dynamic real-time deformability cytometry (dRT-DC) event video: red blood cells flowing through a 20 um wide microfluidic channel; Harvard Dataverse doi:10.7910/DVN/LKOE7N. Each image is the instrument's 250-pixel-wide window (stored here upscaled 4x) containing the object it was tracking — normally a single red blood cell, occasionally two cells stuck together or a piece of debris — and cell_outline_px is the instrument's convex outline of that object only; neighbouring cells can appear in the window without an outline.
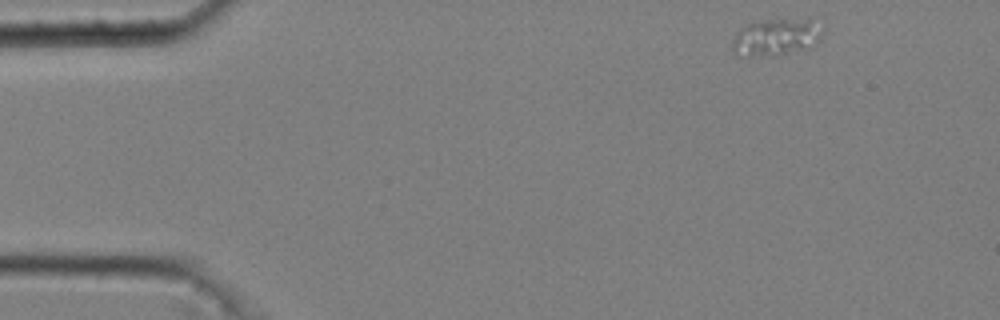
{"species": "common noctule bat (a hibernating species)", "species_latin": "Nyctalus noctula", "temperature_condition": "cold", "stored_images_in_passage": 42, "camera_frame_rate_fps": 3000, "um_per_image_px": 0.085, "animal": {"sex": "male", "body_mass_g": 20.4}, "frame": {"image": 1, "passage_image": 1, "time_ms": 0.0, "image_size_px": [1000, 320], "cell_outline_px": [[824, 32], [820, 40], [812, 48], [772, 56], [740, 56], [732, 52], [732, 40], [736, 32], [740, 28], [748, 24], [768, 20], [808, 16], [812, 16], [824, 28]], "centroid_in_image_um": [66.07, 3.13], "position_along_channel_um": 18.9, "area_um2": 20.52}}
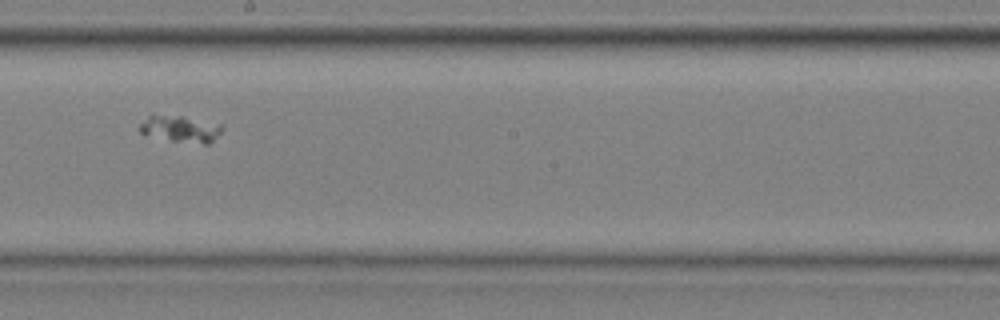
{"frame": {"image": 2, "passage_image": 26, "time_ms": 8.333, "image_size_px": [1000, 320], "cell_outline_px": [[224, 128], [208, 144], [204, 144], [172, 140], [144, 136], [140, 132], [140, 124], [148, 116], [180, 116], [224, 124]], "centroid_in_image_um": [15.35, 10.96], "position_along_channel_um": 232.8, "area_um2": 12.6}}
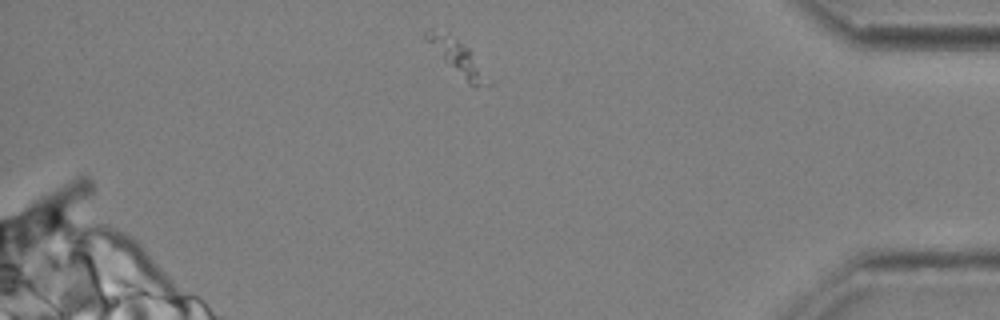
{"frame": {"image": 3, "passage_image": 42, "time_ms": 13.667, "image_size_px": [1000, 320], "cell_outline_px": [[492, 84], [468, 84], [444, 60], [424, 36], [424, 32], [428, 28], [456, 36], [468, 48]], "centroid_in_image_um": [38.86, 4.81], "position_along_channel_um": 396.3, "area_um2": 11.56}}